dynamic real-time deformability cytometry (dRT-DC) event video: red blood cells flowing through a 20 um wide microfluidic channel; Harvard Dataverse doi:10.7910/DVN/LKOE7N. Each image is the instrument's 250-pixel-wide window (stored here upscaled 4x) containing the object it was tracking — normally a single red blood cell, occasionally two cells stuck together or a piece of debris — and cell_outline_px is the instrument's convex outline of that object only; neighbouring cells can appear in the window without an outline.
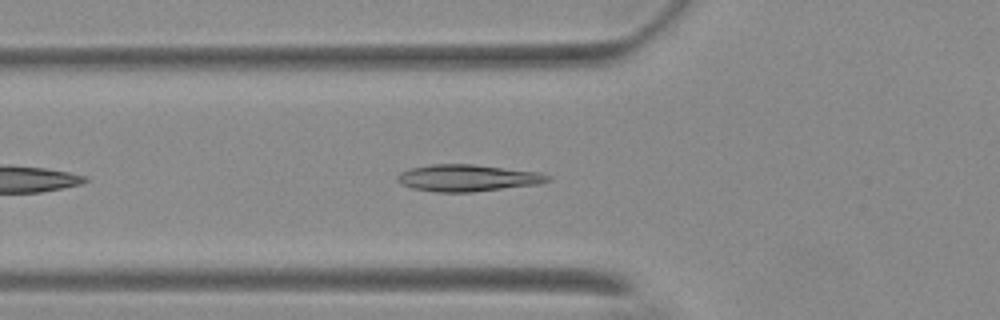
{"species": "Egyptian fruit bat (a non-hibernating species)", "species_latin": "Rousettus aegyptiacus", "temperature_condition": "warm", "stored_images_in_passage": 23, "camera_frame_rate_fps": 3000, "um_per_image_px": 0.085, "animal": {"sex": "female"}, "frame": {"image": 1, "passage_image": 5, "time_ms": 1.333, "image_size_px": [1000, 320], "cell_outline_px": [[552, 180], [540, 184], [472, 192], [436, 192], [412, 188], [400, 184], [396, 180], [396, 176], [400, 172], [412, 168], [432, 164], [472, 164], [540, 172], [552, 176]], "centroid_in_image_um": [39.77, 15.13], "position_along_channel_um": 86.0, "area_um2": 23.64}}
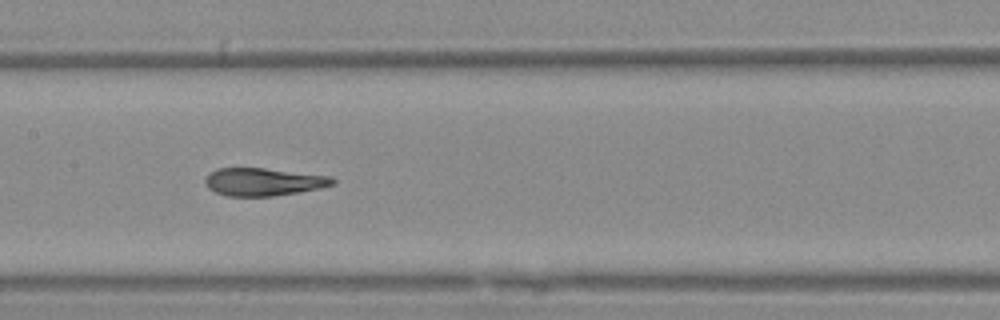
{"frame": {"image": 2, "passage_image": 13, "time_ms": 4.0, "image_size_px": [1000, 320], "cell_outline_px": [[336, 184], [320, 188], [300, 192], [272, 196], [228, 196], [216, 192], [208, 188], [204, 184], [204, 180], [216, 168], [264, 168], [332, 176], [336, 180]], "centroid_in_image_um": [22.43, 15.46], "position_along_channel_um": 185.0, "area_um2": 20.69}}
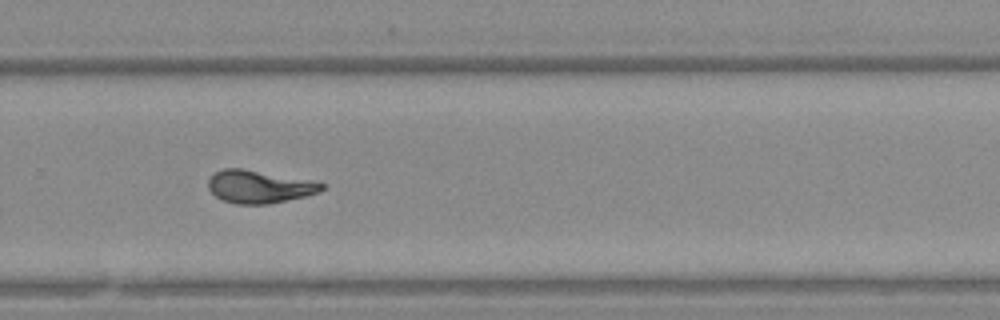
{"frame": {"image": 3, "passage_image": 23, "time_ms": 7.333, "image_size_px": [1000, 320], "cell_outline_px": [[324, 188], [320, 192], [304, 196], [268, 204], [236, 204], [224, 200], [216, 196], [208, 188], [208, 180], [216, 172], [224, 168], [240, 168], [324, 184]], "centroid_in_image_um": [21.97, 15.88], "position_along_channel_um": 307.8, "area_um2": 20.92}}